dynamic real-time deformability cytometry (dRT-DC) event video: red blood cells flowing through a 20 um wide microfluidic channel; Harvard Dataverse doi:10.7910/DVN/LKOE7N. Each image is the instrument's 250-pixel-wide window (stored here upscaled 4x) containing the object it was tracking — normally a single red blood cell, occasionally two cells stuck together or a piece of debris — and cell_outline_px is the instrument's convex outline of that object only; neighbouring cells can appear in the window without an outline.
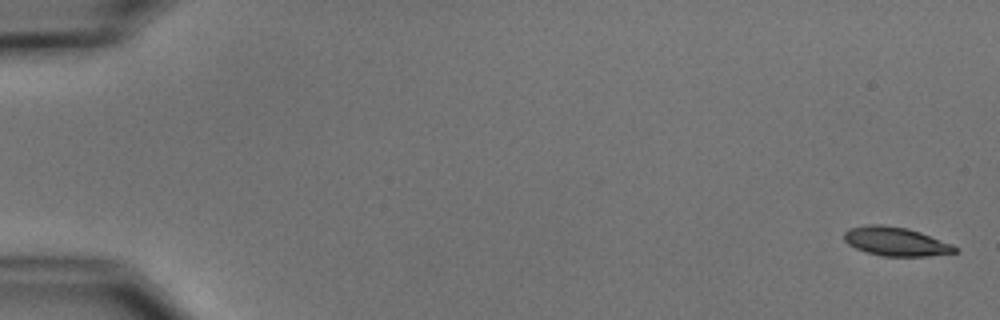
{"species": "common noctule bat (a hibernating species)", "species_latin": "Nyctalus noctula", "temperature_condition": "cold", "stored_images_in_passage": 9, "camera_frame_rate_fps": 3000, "um_per_image_px": 0.085, "animal": {"sex": "male", "body_mass_g": 15.6}, "frame": {"image": 1, "passage_image": 1, "time_ms": 0.0, "image_size_px": [1000, 320], "cell_outline_px": [[960, 252], [928, 256], [880, 256], [856, 248], [848, 244], [844, 240], [844, 232], [848, 228], [868, 224], [880, 224], [908, 228], [920, 232], [952, 244], [960, 248]], "centroid_in_image_um": [76.16, 20.52], "position_along_channel_um": 8.8, "area_um2": 18.79}}
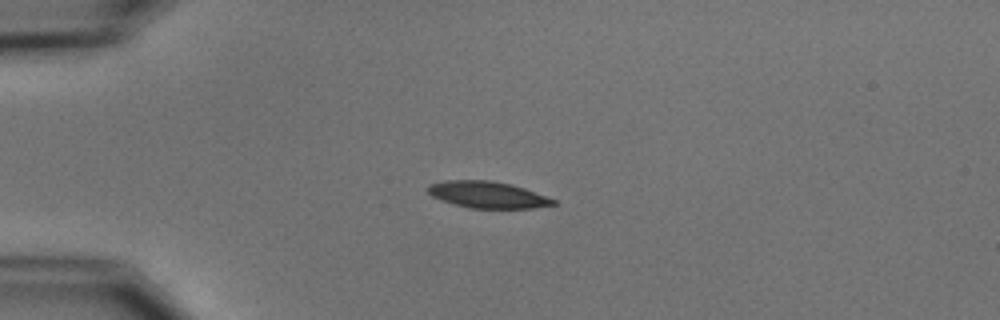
{"frame": {"image": 2, "passage_image": 4, "time_ms": 4.333, "image_size_px": [1000, 320], "cell_outline_px": [[556, 204], [532, 208], [468, 208], [440, 200], [432, 196], [428, 192], [428, 184], [444, 180], [492, 180], [524, 188], [556, 200]], "centroid_in_image_um": [41.4, 16.55], "position_along_channel_um": 43.6, "area_um2": 19.36}}
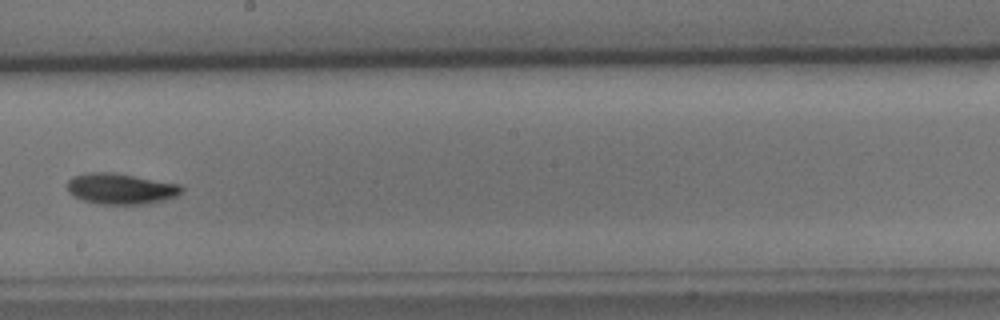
{"frame": {"image": 3, "passage_image": 9, "time_ms": 10.333, "image_size_px": [1000, 320], "cell_outline_px": [[184, 188], [176, 196], [164, 200], [148, 204], [104, 204], [84, 200], [72, 196], [68, 192], [68, 180], [72, 176], [88, 172], [112, 172], [180, 184]], "centroid_in_image_um": [10.25, 16.04], "position_along_channel_um": 237.9, "area_um2": 20.52}}